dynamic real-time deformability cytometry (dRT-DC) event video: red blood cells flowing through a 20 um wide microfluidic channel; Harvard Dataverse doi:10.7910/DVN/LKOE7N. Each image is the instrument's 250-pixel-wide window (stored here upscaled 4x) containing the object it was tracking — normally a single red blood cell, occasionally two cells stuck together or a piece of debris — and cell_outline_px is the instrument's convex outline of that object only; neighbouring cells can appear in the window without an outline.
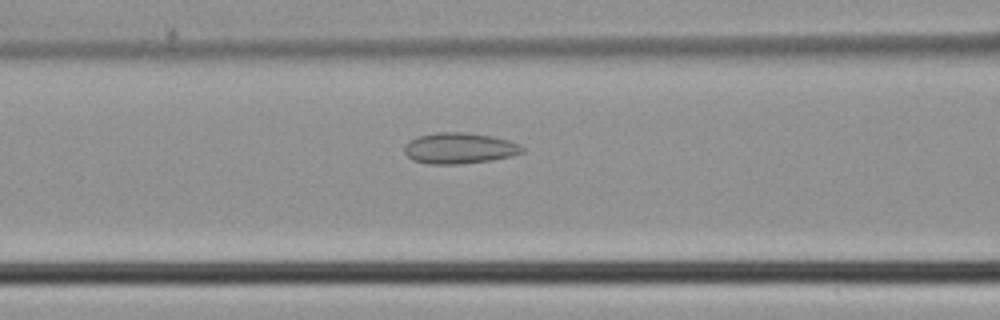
{"species": "common noctule bat (a hibernating species)", "species_latin": "Nyctalus noctula", "temperature_condition": "cold", "stored_images_in_passage": 27, "camera_frame_rate_fps": 3000, "um_per_image_px": 0.085, "animal": {"sex": "male", "body_mass_g": 21.5, "forearm_length_mm": 52.0}, "frame": {"image": 1, "passage_image": 8, "time_ms": 2.333, "image_size_px": [1000, 320], "cell_outline_px": [[524, 152], [512, 156], [492, 160], [460, 164], [428, 164], [412, 160], [404, 152], [404, 144], [408, 140], [416, 136], [436, 132], [464, 132], [492, 136], [508, 140], [520, 144], [524, 148]], "centroid_in_image_um": [39.02, 12.59], "position_along_channel_um": 127.6, "area_um2": 21.56}}
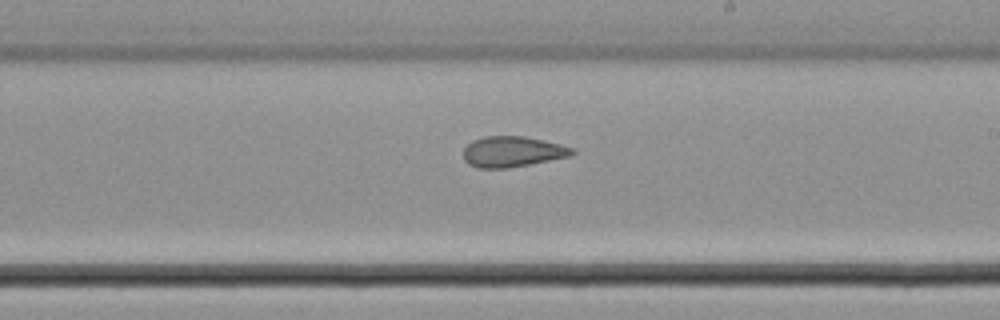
{"frame": {"image": 2, "passage_image": 16, "time_ms": 5.0, "image_size_px": [1000, 320], "cell_outline_px": [[576, 152], [572, 156], [508, 168], [476, 168], [468, 164], [464, 160], [464, 148], [472, 140], [484, 136], [524, 136], [544, 140], [560, 144], [572, 148]], "centroid_in_image_um": [43.55, 12.89], "position_along_channel_um": 245.5, "area_um2": 19.54}}
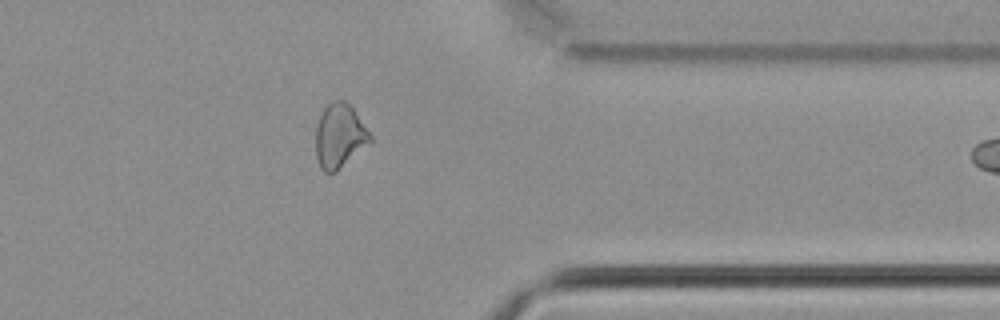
{"frame": {"image": 3, "passage_image": 26, "time_ms": 8.333, "image_size_px": [1000, 320], "cell_outline_px": [[372, 140], [336, 172], [324, 172], [320, 168], [316, 156], [316, 128], [320, 116], [324, 108], [332, 100], [344, 100], [352, 108], [372, 136]], "centroid_in_image_um": [28.84, 11.56], "position_along_channel_um": 382.6, "area_um2": 20.0}}